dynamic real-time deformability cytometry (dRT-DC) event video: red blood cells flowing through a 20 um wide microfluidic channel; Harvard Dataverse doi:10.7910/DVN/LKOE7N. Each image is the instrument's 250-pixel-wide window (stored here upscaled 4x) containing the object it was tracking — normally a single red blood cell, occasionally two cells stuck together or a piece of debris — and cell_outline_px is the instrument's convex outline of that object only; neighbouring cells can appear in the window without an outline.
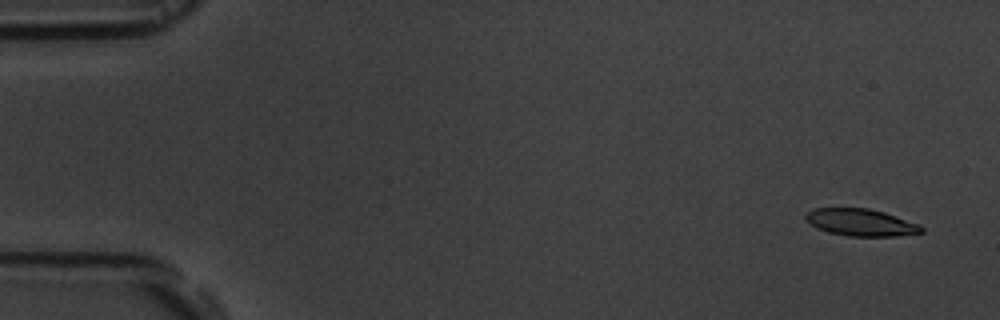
{"species": "common noctule bat (a hibernating species)", "species_latin": "Nyctalus noctula", "temperature_condition": "room temperature", "stored_images_in_passage": 4, "camera_frame_rate_fps": 3000, "um_per_image_px": 0.085, "animal": {"sex": "male", "body_mass_g": 19.5, "forearm_length_mm": 54.6}, "frame": {"image": 1, "passage_image": 1, "time_ms": 0.0, "image_size_px": [1000, 320], "cell_outline_px": [[924, 232], [896, 236], [848, 236], [828, 232], [816, 228], [804, 220], [804, 216], [812, 208], [868, 208], [884, 212], [920, 224], [924, 228]], "centroid_in_image_um": [73.16, 18.9], "position_along_channel_um": 11.8, "area_um2": 18.44}}